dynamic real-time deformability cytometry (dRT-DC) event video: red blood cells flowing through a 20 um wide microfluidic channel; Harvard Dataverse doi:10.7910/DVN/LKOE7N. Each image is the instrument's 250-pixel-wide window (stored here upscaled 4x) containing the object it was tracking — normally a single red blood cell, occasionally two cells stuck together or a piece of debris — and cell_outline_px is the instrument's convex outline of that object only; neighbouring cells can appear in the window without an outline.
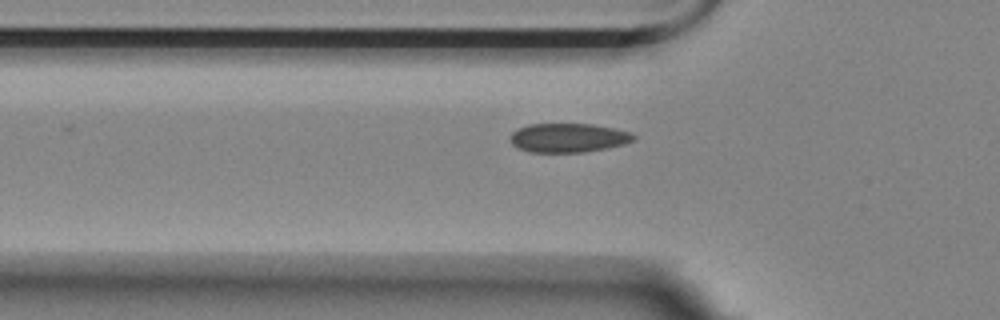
{"species": "Egyptian fruit bat (a non-hibernating species)", "species_latin": "Rousettus aegyptiacus", "temperature_condition": "room temperature", "stored_images_in_passage": 6, "camera_frame_rate_fps": 3000, "um_per_image_px": 0.085, "animal": {"sex": "female"}, "frame": {"image": 1, "passage_image": 3, "time_ms": 0.667, "image_size_px": [1000, 320], "cell_outline_px": [[636, 140], [624, 144], [584, 152], [528, 152], [516, 148], [512, 144], [512, 132], [528, 124], [592, 124], [632, 132], [636, 136]], "centroid_in_image_um": [48.32, 11.71], "position_along_channel_um": 77.5, "area_um2": 20.81}}